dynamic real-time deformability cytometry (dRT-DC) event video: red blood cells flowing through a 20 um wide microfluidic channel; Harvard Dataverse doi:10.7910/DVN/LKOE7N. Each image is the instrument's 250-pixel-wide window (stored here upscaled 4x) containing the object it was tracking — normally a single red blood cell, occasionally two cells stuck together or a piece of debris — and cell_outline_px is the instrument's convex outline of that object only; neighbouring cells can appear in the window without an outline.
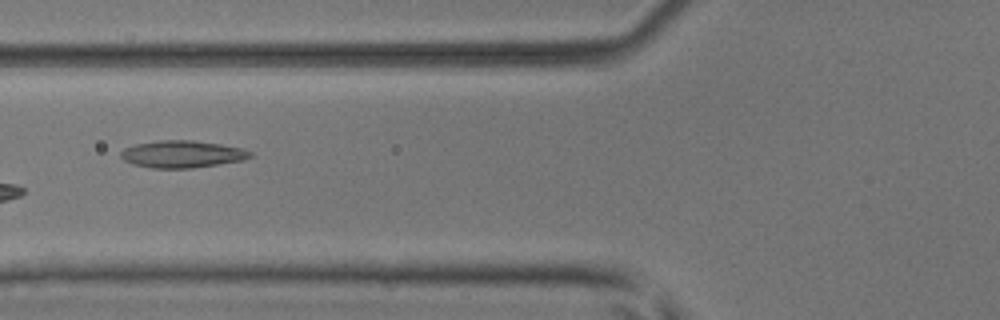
{"species": "common noctule bat (a hibernating species)", "species_latin": "Nyctalus noctula", "temperature_condition": "room temperature", "stored_images_in_passage": 6, "camera_frame_rate_fps": 3000, "um_per_image_px": 0.085, "animal": {"sex": "male", "body_mass_g": 17.9, "forearm_length_mm": 54.2}, "frame": {"image": 1, "passage_image": 6, "time_ms": 1.667, "image_size_px": [1000, 320], "cell_outline_px": [[252, 156], [244, 160], [192, 168], [152, 168], [132, 164], [124, 160], [120, 156], [120, 152], [124, 148], [136, 144], [156, 140], [192, 140], [220, 144], [244, 148], [252, 152]], "centroid_in_image_um": [15.48, 13.1], "position_along_channel_um": 110.3, "area_um2": 20.58}}